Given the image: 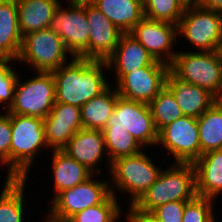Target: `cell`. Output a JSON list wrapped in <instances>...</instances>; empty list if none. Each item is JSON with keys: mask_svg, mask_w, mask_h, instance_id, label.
<instances>
[{"mask_svg": "<svg viewBox=\"0 0 222 222\" xmlns=\"http://www.w3.org/2000/svg\"><path fill=\"white\" fill-rule=\"evenodd\" d=\"M43 127L48 148L62 150L83 129L80 107L55 102L51 112L43 119Z\"/></svg>", "mask_w": 222, "mask_h": 222, "instance_id": "obj_15", "label": "cell"}, {"mask_svg": "<svg viewBox=\"0 0 222 222\" xmlns=\"http://www.w3.org/2000/svg\"><path fill=\"white\" fill-rule=\"evenodd\" d=\"M107 126L126 128L144 150L148 145L157 146L158 130L147 103L119 96Z\"/></svg>", "mask_w": 222, "mask_h": 222, "instance_id": "obj_11", "label": "cell"}, {"mask_svg": "<svg viewBox=\"0 0 222 222\" xmlns=\"http://www.w3.org/2000/svg\"><path fill=\"white\" fill-rule=\"evenodd\" d=\"M177 35L197 47L198 52H212L222 47V12L187 4L177 24Z\"/></svg>", "mask_w": 222, "mask_h": 222, "instance_id": "obj_5", "label": "cell"}, {"mask_svg": "<svg viewBox=\"0 0 222 222\" xmlns=\"http://www.w3.org/2000/svg\"><path fill=\"white\" fill-rule=\"evenodd\" d=\"M125 216L128 222H160L151 212L137 209L133 204L129 205Z\"/></svg>", "mask_w": 222, "mask_h": 222, "instance_id": "obj_36", "label": "cell"}, {"mask_svg": "<svg viewBox=\"0 0 222 222\" xmlns=\"http://www.w3.org/2000/svg\"><path fill=\"white\" fill-rule=\"evenodd\" d=\"M187 4L183 0H144V17L156 21L178 24Z\"/></svg>", "mask_w": 222, "mask_h": 222, "instance_id": "obj_30", "label": "cell"}, {"mask_svg": "<svg viewBox=\"0 0 222 222\" xmlns=\"http://www.w3.org/2000/svg\"><path fill=\"white\" fill-rule=\"evenodd\" d=\"M109 169L111 162L121 157L135 155L144 149L136 139L120 126H106L103 130Z\"/></svg>", "mask_w": 222, "mask_h": 222, "instance_id": "obj_28", "label": "cell"}, {"mask_svg": "<svg viewBox=\"0 0 222 222\" xmlns=\"http://www.w3.org/2000/svg\"><path fill=\"white\" fill-rule=\"evenodd\" d=\"M157 145L174 158V163H194L200 157V139L197 118H178L158 131Z\"/></svg>", "mask_w": 222, "mask_h": 222, "instance_id": "obj_12", "label": "cell"}, {"mask_svg": "<svg viewBox=\"0 0 222 222\" xmlns=\"http://www.w3.org/2000/svg\"><path fill=\"white\" fill-rule=\"evenodd\" d=\"M68 52L61 37L50 28L28 33L22 37V45L16 59L26 63L33 71L52 72L64 65Z\"/></svg>", "mask_w": 222, "mask_h": 222, "instance_id": "obj_6", "label": "cell"}, {"mask_svg": "<svg viewBox=\"0 0 222 222\" xmlns=\"http://www.w3.org/2000/svg\"><path fill=\"white\" fill-rule=\"evenodd\" d=\"M11 61L14 62L12 59H0V105L3 104L2 108L6 110L13 104L18 79V72L11 67Z\"/></svg>", "mask_w": 222, "mask_h": 222, "instance_id": "obj_33", "label": "cell"}, {"mask_svg": "<svg viewBox=\"0 0 222 222\" xmlns=\"http://www.w3.org/2000/svg\"><path fill=\"white\" fill-rule=\"evenodd\" d=\"M187 202L188 201H171L155 208L151 213L160 222H182Z\"/></svg>", "mask_w": 222, "mask_h": 222, "instance_id": "obj_35", "label": "cell"}, {"mask_svg": "<svg viewBox=\"0 0 222 222\" xmlns=\"http://www.w3.org/2000/svg\"><path fill=\"white\" fill-rule=\"evenodd\" d=\"M10 178L28 179L38 152L47 149L43 119L11 114ZM42 149V150H41Z\"/></svg>", "mask_w": 222, "mask_h": 222, "instance_id": "obj_2", "label": "cell"}, {"mask_svg": "<svg viewBox=\"0 0 222 222\" xmlns=\"http://www.w3.org/2000/svg\"><path fill=\"white\" fill-rule=\"evenodd\" d=\"M89 24V59L106 60L115 50L122 32L88 0H85Z\"/></svg>", "mask_w": 222, "mask_h": 222, "instance_id": "obj_16", "label": "cell"}, {"mask_svg": "<svg viewBox=\"0 0 222 222\" xmlns=\"http://www.w3.org/2000/svg\"><path fill=\"white\" fill-rule=\"evenodd\" d=\"M71 61L52 71L55 79L56 102L81 107L101 95L111 83L107 81L106 60L72 57Z\"/></svg>", "mask_w": 222, "mask_h": 222, "instance_id": "obj_1", "label": "cell"}, {"mask_svg": "<svg viewBox=\"0 0 222 222\" xmlns=\"http://www.w3.org/2000/svg\"><path fill=\"white\" fill-rule=\"evenodd\" d=\"M52 154V176L54 178V195L52 199L61 191L73 188L93 175L90 170L62 150H54Z\"/></svg>", "mask_w": 222, "mask_h": 222, "instance_id": "obj_24", "label": "cell"}, {"mask_svg": "<svg viewBox=\"0 0 222 222\" xmlns=\"http://www.w3.org/2000/svg\"><path fill=\"white\" fill-rule=\"evenodd\" d=\"M118 203V198L111 194L102 204L78 212L67 222H117L123 214Z\"/></svg>", "mask_w": 222, "mask_h": 222, "instance_id": "obj_31", "label": "cell"}, {"mask_svg": "<svg viewBox=\"0 0 222 222\" xmlns=\"http://www.w3.org/2000/svg\"><path fill=\"white\" fill-rule=\"evenodd\" d=\"M165 87L173 94L185 116L198 118L216 102L209 91L181 79L171 69L167 71Z\"/></svg>", "mask_w": 222, "mask_h": 222, "instance_id": "obj_19", "label": "cell"}, {"mask_svg": "<svg viewBox=\"0 0 222 222\" xmlns=\"http://www.w3.org/2000/svg\"><path fill=\"white\" fill-rule=\"evenodd\" d=\"M12 137L10 113H0V163L6 166L7 177L10 178V145ZM8 165V166H7Z\"/></svg>", "mask_w": 222, "mask_h": 222, "instance_id": "obj_34", "label": "cell"}, {"mask_svg": "<svg viewBox=\"0 0 222 222\" xmlns=\"http://www.w3.org/2000/svg\"><path fill=\"white\" fill-rule=\"evenodd\" d=\"M186 4H194L196 0H183Z\"/></svg>", "mask_w": 222, "mask_h": 222, "instance_id": "obj_39", "label": "cell"}, {"mask_svg": "<svg viewBox=\"0 0 222 222\" xmlns=\"http://www.w3.org/2000/svg\"><path fill=\"white\" fill-rule=\"evenodd\" d=\"M122 32L129 33L143 18L142 0H88Z\"/></svg>", "mask_w": 222, "mask_h": 222, "instance_id": "obj_22", "label": "cell"}, {"mask_svg": "<svg viewBox=\"0 0 222 222\" xmlns=\"http://www.w3.org/2000/svg\"><path fill=\"white\" fill-rule=\"evenodd\" d=\"M213 204V199L196 195L186 203L182 222H217Z\"/></svg>", "mask_w": 222, "mask_h": 222, "instance_id": "obj_32", "label": "cell"}, {"mask_svg": "<svg viewBox=\"0 0 222 222\" xmlns=\"http://www.w3.org/2000/svg\"><path fill=\"white\" fill-rule=\"evenodd\" d=\"M53 15L49 28L57 33L74 57L89 59V24L86 18L85 0H66ZM69 2V3H68Z\"/></svg>", "mask_w": 222, "mask_h": 222, "instance_id": "obj_10", "label": "cell"}, {"mask_svg": "<svg viewBox=\"0 0 222 222\" xmlns=\"http://www.w3.org/2000/svg\"><path fill=\"white\" fill-rule=\"evenodd\" d=\"M27 179L5 178L0 193V222H24V192Z\"/></svg>", "mask_w": 222, "mask_h": 222, "instance_id": "obj_26", "label": "cell"}, {"mask_svg": "<svg viewBox=\"0 0 222 222\" xmlns=\"http://www.w3.org/2000/svg\"><path fill=\"white\" fill-rule=\"evenodd\" d=\"M215 100H216L217 103L222 104V82H221L220 90H219L217 96L215 97Z\"/></svg>", "mask_w": 222, "mask_h": 222, "instance_id": "obj_38", "label": "cell"}, {"mask_svg": "<svg viewBox=\"0 0 222 222\" xmlns=\"http://www.w3.org/2000/svg\"><path fill=\"white\" fill-rule=\"evenodd\" d=\"M44 222H67V221H57V220H44Z\"/></svg>", "mask_w": 222, "mask_h": 222, "instance_id": "obj_40", "label": "cell"}, {"mask_svg": "<svg viewBox=\"0 0 222 222\" xmlns=\"http://www.w3.org/2000/svg\"><path fill=\"white\" fill-rule=\"evenodd\" d=\"M146 152L142 150L135 155L111 162V193L117 197V190L124 191L125 194L127 192L130 195L129 205L134 204L154 184L162 170L156 167Z\"/></svg>", "mask_w": 222, "mask_h": 222, "instance_id": "obj_4", "label": "cell"}, {"mask_svg": "<svg viewBox=\"0 0 222 222\" xmlns=\"http://www.w3.org/2000/svg\"><path fill=\"white\" fill-rule=\"evenodd\" d=\"M112 85L80 107L83 129L103 130L114 111L119 94Z\"/></svg>", "mask_w": 222, "mask_h": 222, "instance_id": "obj_25", "label": "cell"}, {"mask_svg": "<svg viewBox=\"0 0 222 222\" xmlns=\"http://www.w3.org/2000/svg\"><path fill=\"white\" fill-rule=\"evenodd\" d=\"M149 105L158 131L165 125L183 116L179 104L166 87L159 92Z\"/></svg>", "mask_w": 222, "mask_h": 222, "instance_id": "obj_29", "label": "cell"}, {"mask_svg": "<svg viewBox=\"0 0 222 222\" xmlns=\"http://www.w3.org/2000/svg\"><path fill=\"white\" fill-rule=\"evenodd\" d=\"M193 166L198 196L214 200L222 194V149L202 154Z\"/></svg>", "mask_w": 222, "mask_h": 222, "instance_id": "obj_20", "label": "cell"}, {"mask_svg": "<svg viewBox=\"0 0 222 222\" xmlns=\"http://www.w3.org/2000/svg\"><path fill=\"white\" fill-rule=\"evenodd\" d=\"M168 64L155 61L152 65L124 74L117 82L119 96L149 104L165 87Z\"/></svg>", "mask_w": 222, "mask_h": 222, "instance_id": "obj_13", "label": "cell"}, {"mask_svg": "<svg viewBox=\"0 0 222 222\" xmlns=\"http://www.w3.org/2000/svg\"><path fill=\"white\" fill-rule=\"evenodd\" d=\"M200 156L206 152L222 149V104L215 102L197 118Z\"/></svg>", "mask_w": 222, "mask_h": 222, "instance_id": "obj_27", "label": "cell"}, {"mask_svg": "<svg viewBox=\"0 0 222 222\" xmlns=\"http://www.w3.org/2000/svg\"><path fill=\"white\" fill-rule=\"evenodd\" d=\"M21 45L16 0H0V59L16 61Z\"/></svg>", "mask_w": 222, "mask_h": 222, "instance_id": "obj_23", "label": "cell"}, {"mask_svg": "<svg viewBox=\"0 0 222 222\" xmlns=\"http://www.w3.org/2000/svg\"><path fill=\"white\" fill-rule=\"evenodd\" d=\"M129 33L155 60L169 66L173 63L177 54L173 49L178 37L176 24L144 17Z\"/></svg>", "mask_w": 222, "mask_h": 222, "instance_id": "obj_14", "label": "cell"}, {"mask_svg": "<svg viewBox=\"0 0 222 222\" xmlns=\"http://www.w3.org/2000/svg\"><path fill=\"white\" fill-rule=\"evenodd\" d=\"M94 174L73 188L65 189L51 199L49 214L43 220L68 221L72 216L98 204H102L112 193L111 181L96 180Z\"/></svg>", "mask_w": 222, "mask_h": 222, "instance_id": "obj_9", "label": "cell"}, {"mask_svg": "<svg viewBox=\"0 0 222 222\" xmlns=\"http://www.w3.org/2000/svg\"><path fill=\"white\" fill-rule=\"evenodd\" d=\"M195 168L192 163H174L161 170L154 184L133 204L152 212L171 201H190L196 196Z\"/></svg>", "mask_w": 222, "mask_h": 222, "instance_id": "obj_3", "label": "cell"}, {"mask_svg": "<svg viewBox=\"0 0 222 222\" xmlns=\"http://www.w3.org/2000/svg\"><path fill=\"white\" fill-rule=\"evenodd\" d=\"M61 0H16L18 25L22 35L47 29Z\"/></svg>", "mask_w": 222, "mask_h": 222, "instance_id": "obj_21", "label": "cell"}, {"mask_svg": "<svg viewBox=\"0 0 222 222\" xmlns=\"http://www.w3.org/2000/svg\"><path fill=\"white\" fill-rule=\"evenodd\" d=\"M194 5L222 12V0H196Z\"/></svg>", "mask_w": 222, "mask_h": 222, "instance_id": "obj_37", "label": "cell"}, {"mask_svg": "<svg viewBox=\"0 0 222 222\" xmlns=\"http://www.w3.org/2000/svg\"><path fill=\"white\" fill-rule=\"evenodd\" d=\"M64 153L85 166L93 174L100 175L99 162L106 154L104 135L102 130L81 129L62 149ZM98 162V163H97ZM98 165V167H96Z\"/></svg>", "mask_w": 222, "mask_h": 222, "instance_id": "obj_17", "label": "cell"}, {"mask_svg": "<svg viewBox=\"0 0 222 222\" xmlns=\"http://www.w3.org/2000/svg\"><path fill=\"white\" fill-rule=\"evenodd\" d=\"M155 61L130 33H122L114 52L106 59L108 69H114L116 82L124 74L150 66Z\"/></svg>", "mask_w": 222, "mask_h": 222, "instance_id": "obj_18", "label": "cell"}, {"mask_svg": "<svg viewBox=\"0 0 222 222\" xmlns=\"http://www.w3.org/2000/svg\"><path fill=\"white\" fill-rule=\"evenodd\" d=\"M34 73L37 75L24 83L18 76L13 104L6 110L8 113L44 119L51 112L56 102L54 76L52 72Z\"/></svg>", "mask_w": 222, "mask_h": 222, "instance_id": "obj_8", "label": "cell"}, {"mask_svg": "<svg viewBox=\"0 0 222 222\" xmlns=\"http://www.w3.org/2000/svg\"><path fill=\"white\" fill-rule=\"evenodd\" d=\"M170 69L181 79L199 86L215 97L222 82V53L177 51Z\"/></svg>", "mask_w": 222, "mask_h": 222, "instance_id": "obj_7", "label": "cell"}]
</instances>
